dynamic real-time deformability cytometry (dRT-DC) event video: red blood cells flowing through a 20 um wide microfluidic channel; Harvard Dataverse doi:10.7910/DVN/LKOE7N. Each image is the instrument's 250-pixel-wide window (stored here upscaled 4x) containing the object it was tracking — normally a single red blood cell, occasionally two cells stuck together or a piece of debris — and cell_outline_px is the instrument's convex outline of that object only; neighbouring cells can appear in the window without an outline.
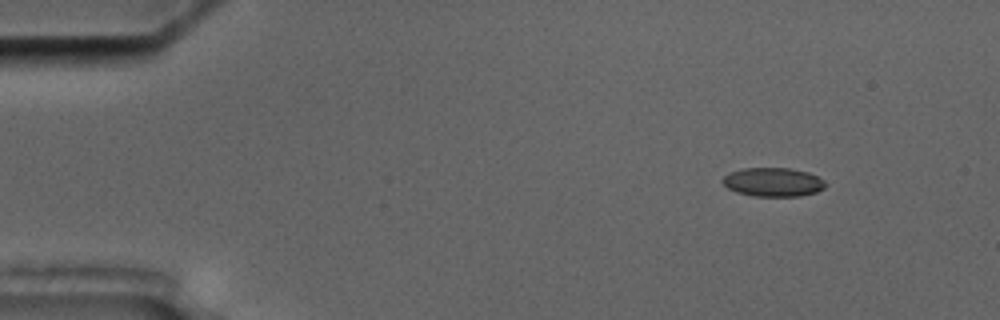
{"species": "common noctule bat (a hibernating species)", "species_latin": "Nyctalus noctula", "temperature_condition": "cold", "stored_images_in_passage": 4, "camera_frame_rate_fps": 3000, "um_per_image_px": 0.085, "animal": {"sex": "male", "body_mass_g": 17.5, "forearm_length_mm": 52.3}, "frame": {"image": 1, "passage_image": 1, "time_ms": 0.0, "image_size_px": [1000, 320], "cell_outline_px": [[828, 184], [824, 188], [816, 192], [800, 196], [752, 196], [736, 192], [728, 188], [720, 180], [728, 172], [740, 168], [788, 168], [808, 172], [824, 180]], "centroid_in_image_um": [65.69, 15.47], "position_along_channel_um": 19.3, "area_um2": 17.46}}
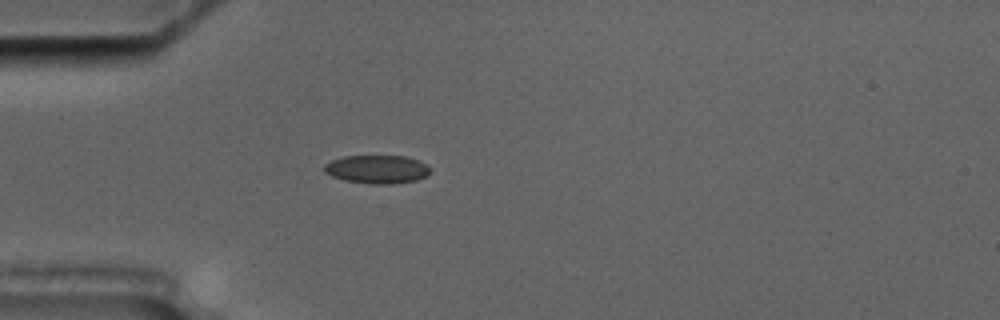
{"frame": {"image": 2, "passage_image": 4, "time_ms": 3.333, "image_size_px": [1000, 320], "cell_outline_px": [[432, 168], [424, 176], [416, 180], [392, 184], [368, 184], [344, 180], [332, 176], [324, 172], [324, 164], [332, 160], [344, 156], [404, 156], [420, 160], [428, 164]], "centroid_in_image_um": [32.05, 14.38], "position_along_channel_um": 52.9, "area_um2": 17.63}}